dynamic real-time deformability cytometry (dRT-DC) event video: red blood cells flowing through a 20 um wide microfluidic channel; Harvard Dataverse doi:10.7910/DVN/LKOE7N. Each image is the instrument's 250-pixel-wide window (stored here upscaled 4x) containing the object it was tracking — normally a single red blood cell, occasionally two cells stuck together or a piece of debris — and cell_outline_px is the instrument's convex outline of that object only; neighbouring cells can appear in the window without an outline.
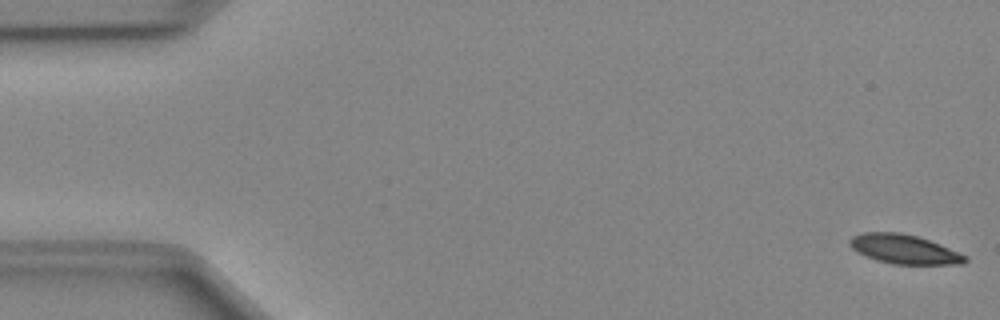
{"species": "Egyptian fruit bat (a non-hibernating species)", "species_latin": "Rousettus aegyptiacus", "temperature_condition": "cold", "stored_images_in_passage": 50, "camera_frame_rate_fps": 3000, "um_per_image_px": 0.085, "animal": {"sex": "female"}, "frame": {"image": 1, "passage_image": 1, "time_ms": 0.0, "image_size_px": [1000, 320], "cell_outline_px": [[968, 260], [964, 264], [892, 264], [876, 260], [852, 248], [848, 244], [848, 240], [852, 236], [864, 232], [900, 232], [916, 236], [940, 244], [968, 256]], "centroid_in_image_um": [76.87, 21.18], "position_along_channel_um": 8.1, "area_um2": 19.59}}
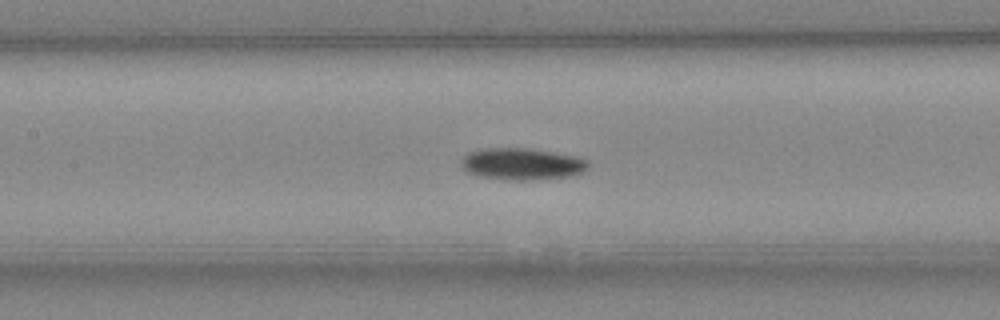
{"frame": {"image": 2, "passage_image": 23, "time_ms": 7.333, "image_size_px": [1000, 320], "cell_outline_px": [[588, 168], [584, 172], [572, 176], [524, 180], [512, 180], [480, 176], [468, 172], [460, 164], [460, 160], [468, 152], [484, 148], [528, 148], [552, 152], [572, 156], [588, 160]], "centroid_in_image_um": [44.35, 13.93], "position_along_channel_um": 163.0, "area_um2": 23.35}}
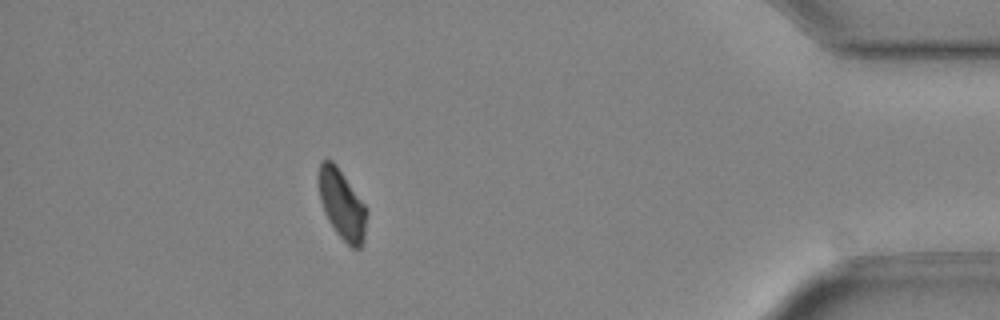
{"frame": {"image": 3, "passage_image": 45, "time_ms": 14.667, "image_size_px": [1000, 320], "cell_outline_px": [[368, 212], [364, 240], [360, 248], [352, 248], [336, 232], [328, 220], [324, 212], [320, 200], [316, 180], [316, 176], [320, 160], [332, 160], [336, 164], [364, 204]], "centroid_in_image_um": [29.03, 17.34], "position_along_channel_um": 406.2, "area_um2": 19.77}, "authors_computed_cell_mechanics": {"area_um2": 21.1259, "velocity_mm_per_s": 3.9954, "shape_relaxation_time_tau1_ms": 3.9261, "shape_relaxation_time_tau2_ms": null, "deformation_change_tau1": 0.108, "deformation_change_tau2": null}}